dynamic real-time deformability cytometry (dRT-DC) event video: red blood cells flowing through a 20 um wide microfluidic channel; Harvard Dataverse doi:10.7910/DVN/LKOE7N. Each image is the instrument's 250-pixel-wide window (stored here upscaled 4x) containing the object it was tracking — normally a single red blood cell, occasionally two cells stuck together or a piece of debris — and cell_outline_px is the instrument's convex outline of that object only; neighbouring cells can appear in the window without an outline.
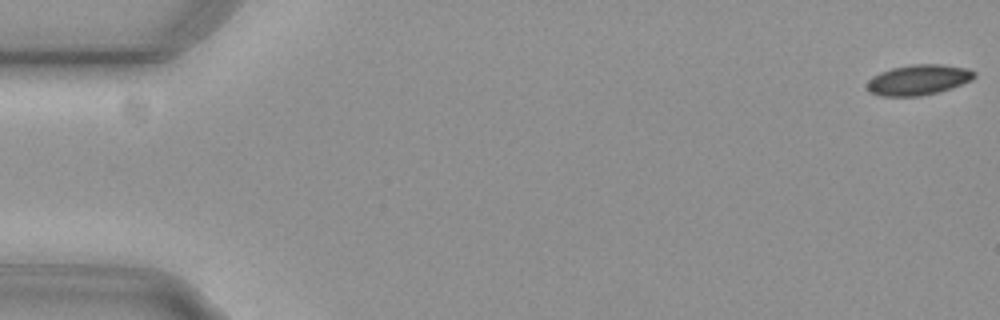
{"species": "common noctule bat (a hibernating species)", "species_latin": "Nyctalus noctula", "temperature_condition": "cold", "stored_images_in_passage": 13, "camera_frame_rate_fps": 3000, "um_per_image_px": 0.085, "animal": {"sex": "female", "body_mass_g": 29.2, "forearm_length_mm": 56.3}, "frame": {"image": 1, "passage_image": 1, "time_ms": 0.0, "image_size_px": [1000, 320], "cell_outline_px": [[976, 76], [972, 80], [936, 92], [920, 96], [880, 96], [872, 92], [868, 88], [868, 80], [872, 76], [880, 72], [892, 68], [912, 64], [940, 64], [968, 68], [976, 72]], "centroid_in_image_um": [78.07, 6.77], "position_along_channel_um": 6.9, "area_um2": 18.79}}